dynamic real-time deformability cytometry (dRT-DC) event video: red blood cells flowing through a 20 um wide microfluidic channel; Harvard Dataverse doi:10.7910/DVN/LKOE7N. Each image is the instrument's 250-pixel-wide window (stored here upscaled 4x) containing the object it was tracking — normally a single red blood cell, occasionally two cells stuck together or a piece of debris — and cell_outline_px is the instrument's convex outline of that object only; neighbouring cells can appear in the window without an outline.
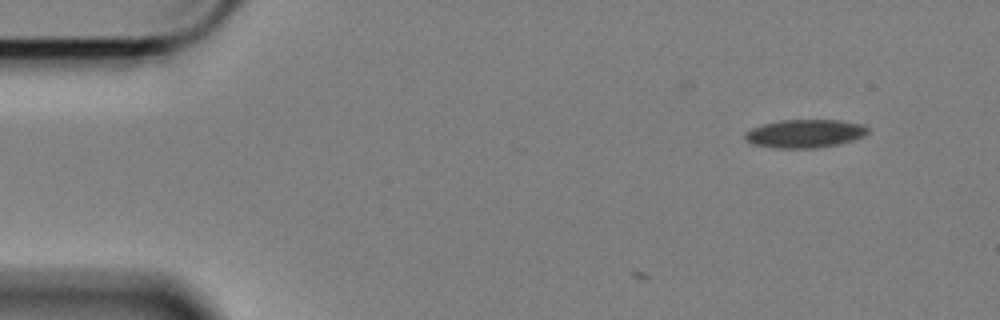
{"species": "Egyptian fruit bat (a non-hibernating species)", "species_latin": "Rousettus aegyptiacus", "temperature_condition": "cold", "stored_images_in_passage": 4, "camera_frame_rate_fps": 3000, "um_per_image_px": 0.085, "animal": {"sex": "female"}, "frame": {"image": 1, "passage_image": 1, "time_ms": 0.0, "image_size_px": [1000, 320], "cell_outline_px": [[868, 132], [864, 136], [852, 140], [836, 144], [816, 148], [776, 148], [752, 144], [744, 140], [744, 132], [752, 128], [764, 124], [780, 120], [840, 120], [864, 124], [868, 128]], "centroid_in_image_um": [68.39, 11.35], "position_along_channel_um": 16.6, "area_um2": 20.29}}